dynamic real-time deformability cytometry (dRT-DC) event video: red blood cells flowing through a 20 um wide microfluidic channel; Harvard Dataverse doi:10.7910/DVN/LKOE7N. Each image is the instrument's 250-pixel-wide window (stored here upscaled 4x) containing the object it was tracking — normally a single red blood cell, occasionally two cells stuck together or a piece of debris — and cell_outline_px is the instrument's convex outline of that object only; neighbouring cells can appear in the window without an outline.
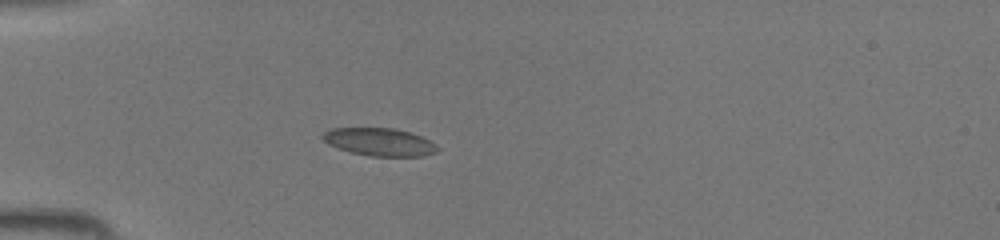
{"species": "common noctule bat (a hibernating species)", "species_latin": "Nyctalus noctula", "temperature_condition": "room temperature", "stored_images_in_passage": 39, "camera_frame_rate_fps": 3000, "um_per_image_px": 0.085, "animal": {"sex": "female", "body_mass_g": 19.5, "forearm_length_mm": 54.1}, "frame": {"image": 1, "passage_image": 8, "time_ms": 2.333, "image_size_px": [1000, 240], "cell_outline_px": [[440, 148], [436, 152], [420, 156], [368, 156], [352, 152], [328, 144], [320, 136], [324, 132], [332, 128], [392, 128], [412, 132], [436, 144]], "centroid_in_image_um": [32.26, 12.06], "position_along_channel_um": 52.7, "area_um2": 18.5}}
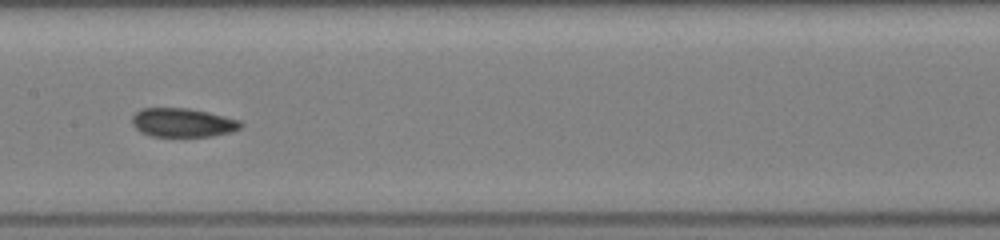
{"frame": {"image": 2, "passage_image": 18, "time_ms": 5.667, "image_size_px": [1000, 240], "cell_outline_px": [[244, 124], [240, 128], [232, 132], [212, 136], [152, 136], [140, 132], [132, 124], [132, 116], [140, 108], [188, 108], [208, 112], [240, 120]], "centroid_in_image_um": [15.53, 10.42], "position_along_channel_um": 191.9, "area_um2": 18.32}}
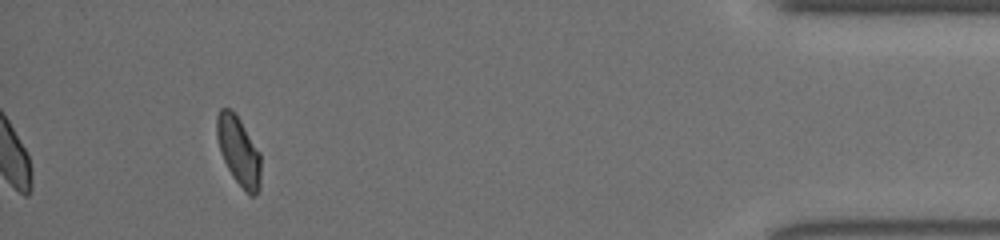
{"frame": {"image": 3, "passage_image": 36, "time_ms": 11.667, "image_size_px": [1000, 240], "cell_outline_px": [[260, 188], [256, 196], [248, 196], [232, 176], [220, 152], [216, 136], [216, 116], [220, 108], [232, 108], [240, 120], [260, 152]], "centroid_in_image_um": [20.28, 12.84], "position_along_channel_um": 414.9, "area_um2": 17.92}}